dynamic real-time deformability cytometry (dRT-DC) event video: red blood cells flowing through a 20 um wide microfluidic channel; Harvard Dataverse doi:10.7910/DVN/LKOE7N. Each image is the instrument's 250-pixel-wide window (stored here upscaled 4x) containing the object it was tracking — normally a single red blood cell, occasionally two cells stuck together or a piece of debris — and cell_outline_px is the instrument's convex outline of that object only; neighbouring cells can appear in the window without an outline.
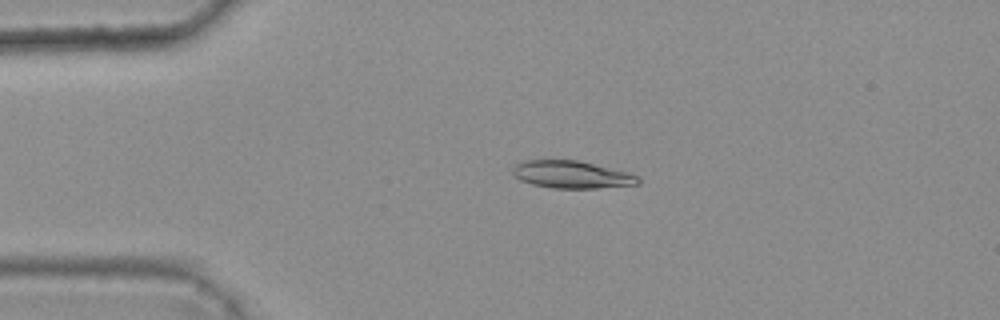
{"species": "common noctule bat (a hibernating species)", "species_latin": "Nyctalus noctula", "temperature_condition": "warm", "stored_images_in_passage": 5, "camera_frame_rate_fps": 3000, "um_per_image_px": 0.085, "animal": {"sex": "female", "body_mass_g": 25.1}, "frame": {"image": 1, "passage_image": 4, "time_ms": 1.0, "image_size_px": [1000, 320], "cell_outline_px": [[640, 184], [596, 188], [552, 188], [532, 184], [520, 180], [512, 176], [512, 168], [520, 160], [580, 160], [628, 172], [640, 176]], "centroid_in_image_um": [48.58, 14.83], "position_along_channel_um": 36.4, "area_um2": 20.35}}